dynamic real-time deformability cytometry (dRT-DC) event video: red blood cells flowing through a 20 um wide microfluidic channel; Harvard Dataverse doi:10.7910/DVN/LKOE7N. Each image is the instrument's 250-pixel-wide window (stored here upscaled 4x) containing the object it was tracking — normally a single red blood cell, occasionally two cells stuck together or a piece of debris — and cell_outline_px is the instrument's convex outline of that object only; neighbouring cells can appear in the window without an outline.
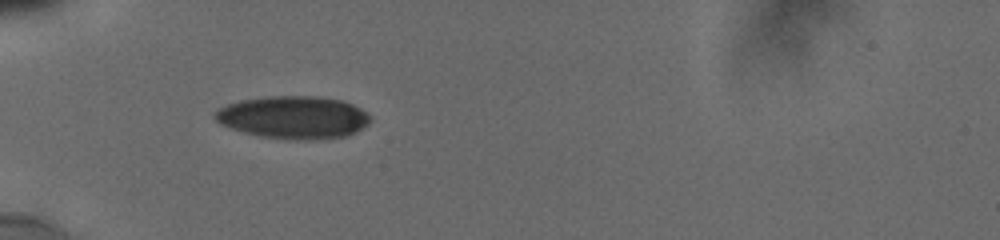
{"species": "human", "species_latin": "Homo sapiens", "temperature_condition": "cold", "stored_images_in_passage": 6, "camera_frame_rate_fps": 3000, "um_per_image_px": 0.085, "donor": {"sex": "male"}, "frame": {"image": 1, "passage_image": 1, "time_ms": 0.0, "image_size_px": [1000, 240], "cell_outline_px": [[372, 120], [368, 124], [344, 136], [264, 136], [244, 132], [220, 124], [212, 116], [220, 108], [228, 104], [240, 100], [268, 96], [316, 96], [340, 100], [352, 104], [360, 108]], "centroid_in_image_um": [24.88, 9.9], "position_along_channel_um": 60.1, "area_um2": 36.76}}
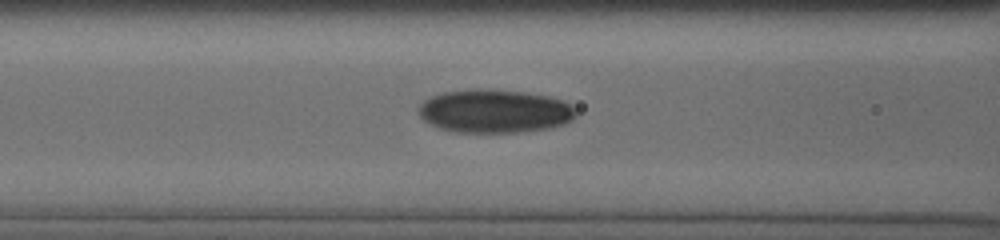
{"frame": {"image": 2, "passage_image": 5, "time_ms": 2.0, "image_size_px": [1000, 240], "cell_outline_px": [[576, 116], [572, 120], [564, 124], [548, 128], [516, 132], [456, 132], [440, 128], [424, 120], [420, 116], [420, 104], [424, 100], [432, 96], [444, 92], [524, 92], [548, 96], [564, 100], [576, 108]], "centroid_in_image_um": [42.11, 9.49], "position_along_channel_um": 124.5, "area_um2": 38.49}}